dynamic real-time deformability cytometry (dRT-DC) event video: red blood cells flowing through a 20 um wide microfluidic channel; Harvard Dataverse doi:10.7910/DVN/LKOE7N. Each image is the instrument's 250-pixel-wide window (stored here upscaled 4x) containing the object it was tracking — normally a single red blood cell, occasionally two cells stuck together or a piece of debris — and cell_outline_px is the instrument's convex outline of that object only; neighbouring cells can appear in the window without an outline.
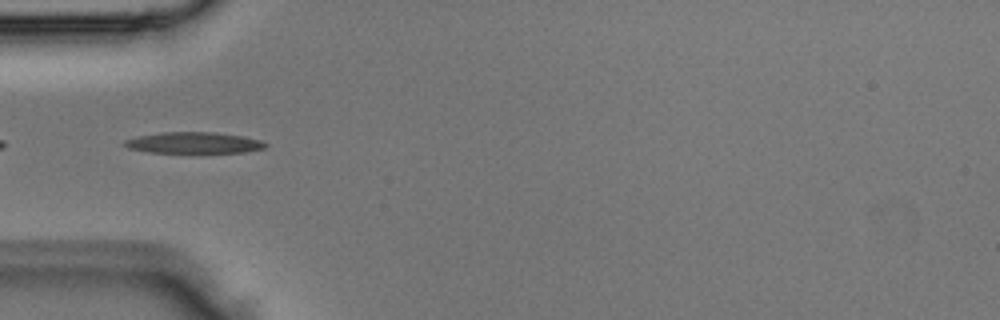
{"species": "Egyptian fruit bat (a non-hibernating species)", "species_latin": "Rousettus aegyptiacus", "temperature_condition": "room temperature", "stored_images_in_passage": 4, "camera_frame_rate_fps": 3000, "um_per_image_px": 0.085, "animal": {"sex": "male"}, "frame": {"image": 1, "passage_image": 4, "time_ms": 1.0, "image_size_px": [1000, 320], "cell_outline_px": [[268, 144], [264, 148], [244, 152], [148, 152], [128, 148], [124, 144], [124, 140], [140, 136], [164, 132], [212, 132], [244, 136], [260, 140]], "centroid_in_image_um": [16.49, 12.13], "position_along_channel_um": 68.5, "area_um2": 17.11}}